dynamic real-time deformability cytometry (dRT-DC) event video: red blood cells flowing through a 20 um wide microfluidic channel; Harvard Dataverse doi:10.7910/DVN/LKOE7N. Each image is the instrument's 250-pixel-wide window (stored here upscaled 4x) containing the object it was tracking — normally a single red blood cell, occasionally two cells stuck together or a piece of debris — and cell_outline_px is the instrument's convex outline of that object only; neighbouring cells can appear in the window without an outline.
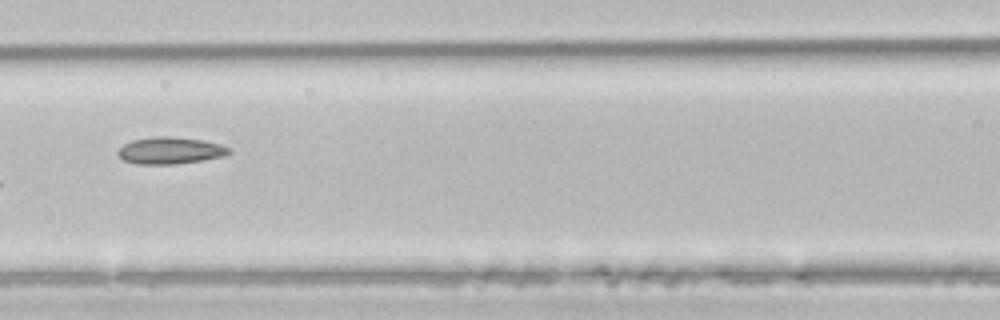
{"species": "common noctule bat (a hibernating species)", "species_latin": "Nyctalus noctula", "temperature_condition": "room temperature", "stored_images_in_passage": 5, "camera_frame_rate_fps": 3000, "um_per_image_px": 0.085, "animal": {"sex": "male", "body_mass_g": 21.5, "forearm_length_mm": 52.0}, "frame": {"image": 1, "passage_image": 5, "time_ms": 1.333, "image_size_px": [1000, 320], "cell_outline_px": [[232, 152], [224, 156], [176, 164], [136, 164], [124, 160], [116, 152], [124, 144], [132, 140], [152, 136], [172, 136], [200, 140], [220, 144], [228, 148]], "centroid_in_image_um": [14.44, 12.79], "position_along_channel_um": 152.2, "area_um2": 17.28}}